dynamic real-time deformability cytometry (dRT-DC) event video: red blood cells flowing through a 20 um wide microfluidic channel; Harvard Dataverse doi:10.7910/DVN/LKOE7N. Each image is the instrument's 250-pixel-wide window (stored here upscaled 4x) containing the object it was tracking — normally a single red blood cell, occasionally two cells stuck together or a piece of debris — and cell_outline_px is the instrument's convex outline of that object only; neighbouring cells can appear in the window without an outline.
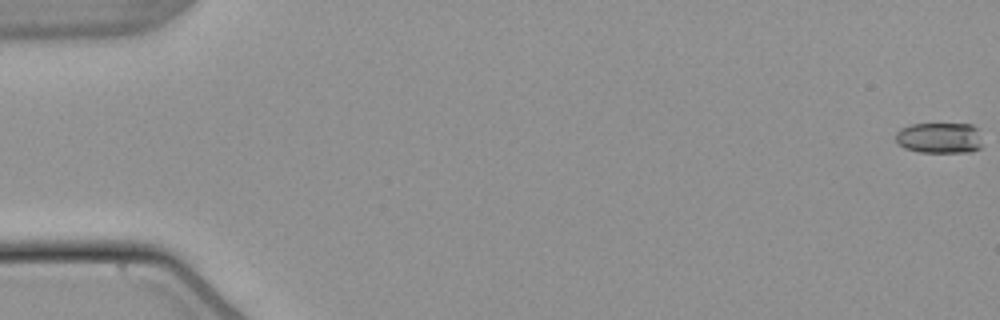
{"species": "common noctule bat (a hibernating species)", "species_latin": "Nyctalus noctula", "temperature_condition": "warm", "stored_images_in_passage": 55, "camera_frame_rate_fps": 3000, "um_per_image_px": 0.085, "animal": {"sex": "male", "body_mass_g": 21.5, "forearm_length_mm": 52.0}, "frame": {"image": 1, "passage_image": 1, "time_ms": 0.0, "image_size_px": [1000, 320], "cell_outline_px": [[980, 148], [972, 152], [920, 152], [904, 148], [896, 140], [896, 132], [900, 128], [912, 124], [972, 124], [976, 128], [980, 144]], "centroid_in_image_um": [79.82, 11.72], "position_along_channel_um": 5.2, "area_um2": 15.43}}
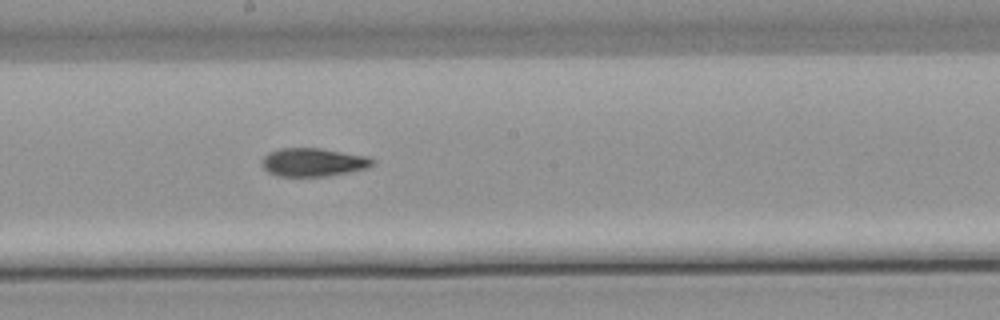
{"frame": {"image": 2, "passage_image": 31, "time_ms": 10.0, "image_size_px": [1000, 320], "cell_outline_px": [[372, 164], [364, 168], [348, 172], [324, 176], [276, 176], [268, 172], [260, 164], [260, 160], [268, 152], [280, 148], [320, 148], [364, 156], [372, 160]], "centroid_in_image_um": [26.49, 13.79], "position_along_channel_um": 221.7, "area_um2": 17.98}}
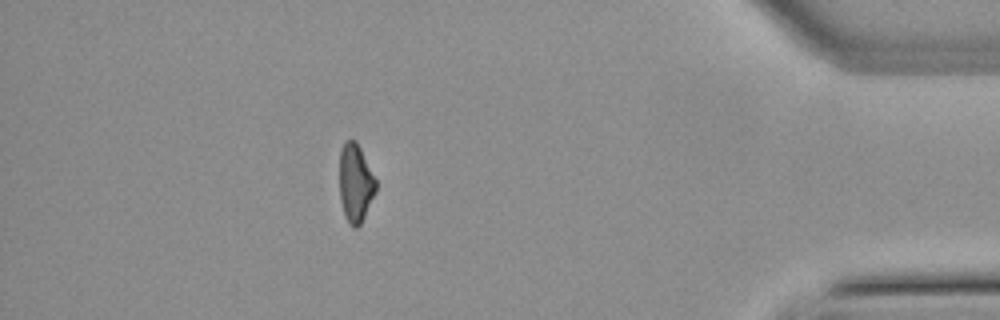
{"frame": {"image": 3, "passage_image": 49, "time_ms": 16.0, "image_size_px": [1000, 320], "cell_outline_px": [[376, 192], [360, 224], [356, 228], [352, 228], [344, 216], [340, 200], [340, 148], [348, 140], [356, 140], [376, 180]], "centroid_in_image_um": [30.2, 15.58], "position_along_channel_um": 405.0, "area_um2": 16.47}, "authors_computed_cell_mechanics": {"area_um2": 17.6868, "velocity_mm_per_s": 3.8346, "shape_relaxation_time_tau1_ms": 9.2376, "shape_relaxation_time_tau2_ms": 4.0166, "deformation_change_tau1": 0.2156, "deformation_change_tau2": 0.1165}}